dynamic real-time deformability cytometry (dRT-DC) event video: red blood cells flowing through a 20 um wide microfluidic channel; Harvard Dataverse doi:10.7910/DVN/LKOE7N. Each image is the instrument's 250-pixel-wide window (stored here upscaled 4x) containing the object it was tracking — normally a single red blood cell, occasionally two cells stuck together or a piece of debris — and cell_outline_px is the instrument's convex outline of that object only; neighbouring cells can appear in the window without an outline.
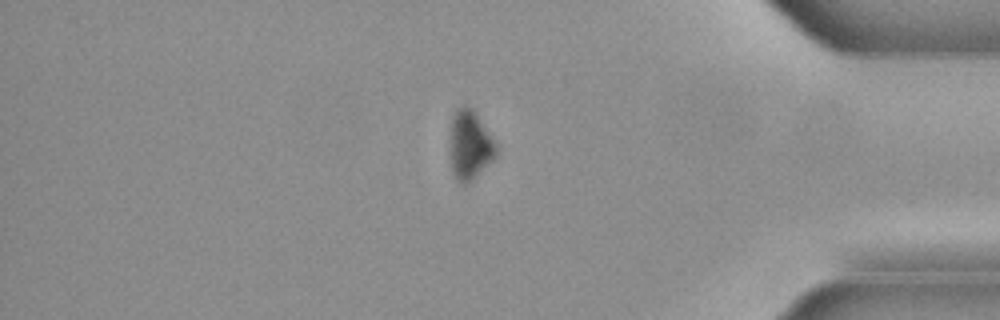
{"species": "common noctule bat (a hibernating species)", "species_latin": "Nyctalus noctula", "temperature_condition": "cold", "stored_images_in_passage": 33, "camera_frame_rate_fps": 3000, "um_per_image_px": 0.085, "animal": {"sex": "male", "body_mass_g": 21.5, "forearm_length_mm": 52.0}, "frame": {"image": 1, "passage_image": 26, "time_ms": 8.333, "image_size_px": [1000, 320], "cell_outline_px": [[496, 152], [492, 160], [468, 184], [460, 184], [456, 180], [452, 172], [452, 116], [456, 108], [464, 104], [472, 108], [496, 144]], "centroid_in_image_um": [39.94, 12.34], "position_along_channel_um": 395.3, "area_um2": 17.98}}
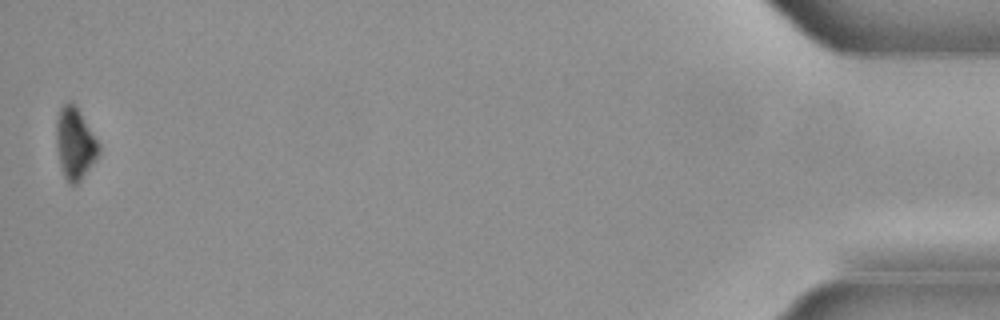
{"frame": {"image": 2, "passage_image": 33, "time_ms": 10.667, "image_size_px": [1000, 320], "cell_outline_px": [[100, 152], [80, 180], [76, 184], [72, 184], [64, 176], [60, 164], [56, 148], [56, 120], [60, 108], [68, 100], [72, 100], [80, 112], [100, 144]], "centroid_in_image_um": [6.36, 12.14], "position_along_channel_um": 428.8, "area_um2": 17.57}}